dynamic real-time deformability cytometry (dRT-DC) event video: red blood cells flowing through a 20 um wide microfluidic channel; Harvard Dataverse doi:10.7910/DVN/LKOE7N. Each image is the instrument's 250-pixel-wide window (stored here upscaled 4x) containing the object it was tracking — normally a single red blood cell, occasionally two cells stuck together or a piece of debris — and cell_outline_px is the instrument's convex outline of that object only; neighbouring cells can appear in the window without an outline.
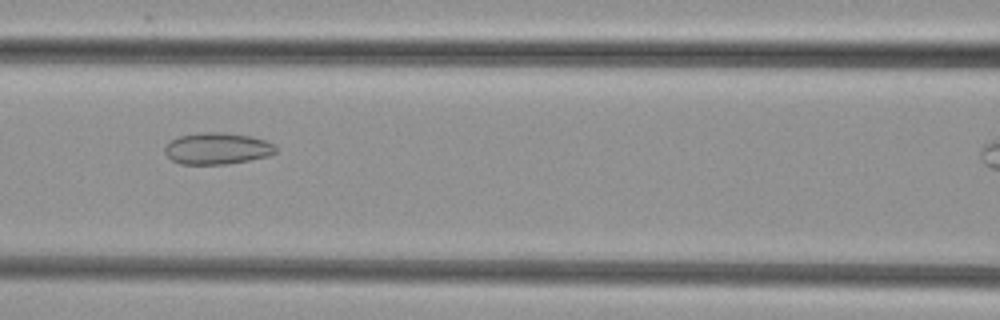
{"species": "common noctule bat (a hibernating species)", "species_latin": "Nyctalus noctula", "temperature_condition": "cold", "stored_images_in_passage": 31, "camera_frame_rate_fps": 3000, "um_per_image_px": 0.085, "animal": {"sex": "female", "body_mass_g": 29.2, "forearm_length_mm": 56.3}, "frame": {"image": 1, "passage_image": 11, "time_ms": 3.333, "image_size_px": [1000, 320], "cell_outline_px": [[276, 152], [268, 156], [228, 164], [180, 164], [172, 160], [164, 152], [164, 148], [172, 140], [180, 136], [200, 132], [224, 132], [252, 136], [276, 144]], "centroid_in_image_um": [18.48, 12.62], "position_along_channel_um": 148.1, "area_um2": 20.46}}
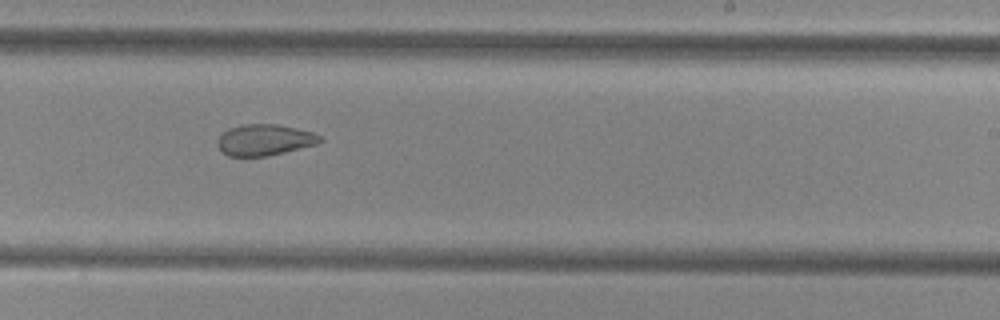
{"frame": {"image": 2, "passage_image": 20, "time_ms": 6.333, "image_size_px": [1000, 320], "cell_outline_px": [[324, 140], [316, 144], [268, 156], [228, 156], [216, 144], [216, 140], [228, 128], [240, 124], [276, 124], [296, 128], [312, 132], [320, 136]], "centroid_in_image_um": [22.47, 11.88], "position_along_channel_um": 266.5, "area_um2": 18.55}}
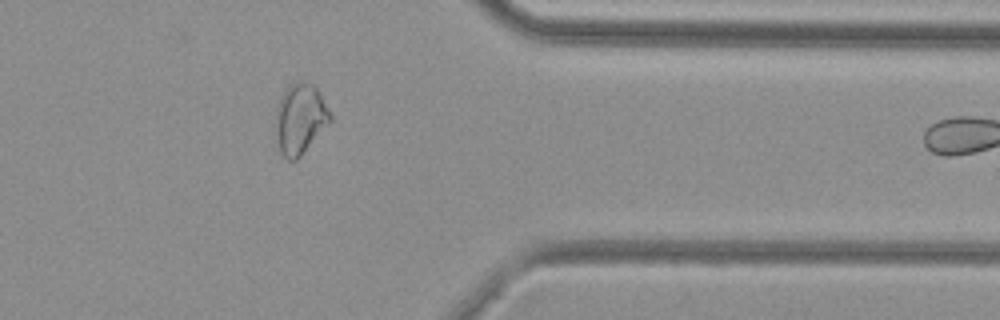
{"frame": {"image": 3, "passage_image": 30, "time_ms": 9.667, "image_size_px": [1000, 320], "cell_outline_px": [[332, 120], [300, 156], [296, 160], [288, 160], [280, 152], [276, 136], [276, 108], [284, 92], [296, 80], [304, 80], [312, 84], [316, 88], [332, 116]], "centroid_in_image_um": [25.51, 10.1], "position_along_channel_um": 385.9, "area_um2": 22.02}}